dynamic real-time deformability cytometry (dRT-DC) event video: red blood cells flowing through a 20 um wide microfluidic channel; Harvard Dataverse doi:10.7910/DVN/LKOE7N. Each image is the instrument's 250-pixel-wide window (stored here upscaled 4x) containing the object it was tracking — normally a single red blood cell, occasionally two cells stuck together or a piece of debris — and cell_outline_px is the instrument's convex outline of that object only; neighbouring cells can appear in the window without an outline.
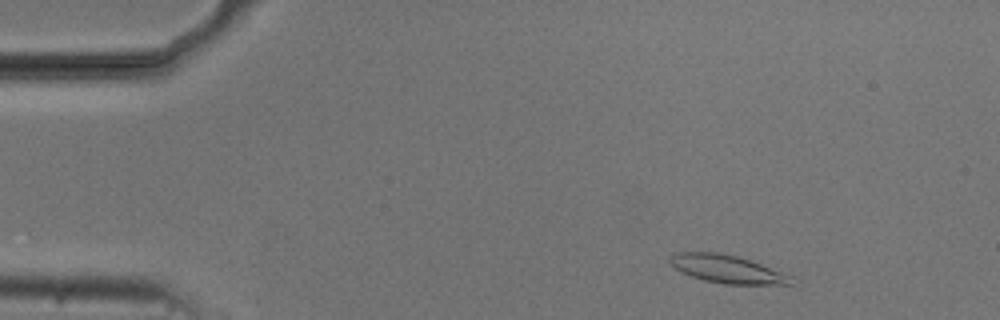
{"species": "common noctule bat (a hibernating species)", "species_latin": "Nyctalus noctula", "temperature_condition": "cold", "stored_images_in_passage": 5, "camera_frame_rate_fps": 3000, "um_per_image_px": 0.085, "animal": {"sex": "male", "body_mass_g": 20.5, "forearm_length_mm": 52.5}, "frame": {"image": 1, "passage_image": 4, "time_ms": 1.0, "image_size_px": [1000, 320], "cell_outline_px": [[792, 284], [724, 284], [704, 280], [680, 272], [668, 260], [676, 252], [716, 252], [736, 256], [760, 264], [792, 276]], "centroid_in_image_um": [61.77, 22.87], "position_along_channel_um": 23.2, "area_um2": 19.36}}